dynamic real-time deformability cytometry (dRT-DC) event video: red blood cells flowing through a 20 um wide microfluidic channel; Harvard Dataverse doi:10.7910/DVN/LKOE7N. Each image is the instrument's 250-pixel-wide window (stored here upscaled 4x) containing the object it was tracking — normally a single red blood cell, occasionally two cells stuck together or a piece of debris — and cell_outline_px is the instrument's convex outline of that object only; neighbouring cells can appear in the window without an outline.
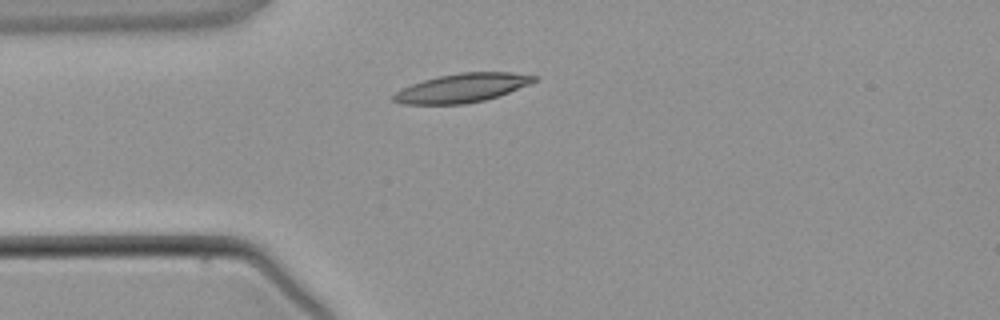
{"species": "common noctule bat (a hibernating species)", "species_latin": "Nyctalus noctula", "temperature_condition": "warm", "stored_images_in_passage": 5, "camera_frame_rate_fps": 3000, "um_per_image_px": 0.085, "animal": {"sex": "male", "body_mass_g": 21.5, "forearm_length_mm": 52.0}, "frame": {"image": 1, "passage_image": 5, "time_ms": 4.667, "image_size_px": [1000, 320], "cell_outline_px": [[540, 76], [536, 80], [528, 84], [500, 96], [484, 100], [464, 104], [400, 104], [392, 100], [392, 96], [396, 92], [412, 84], [424, 80], [440, 76], [460, 72], [512, 72]], "centroid_in_image_um": [39.3, 7.47], "position_along_channel_um": 45.7, "area_um2": 23.52}}